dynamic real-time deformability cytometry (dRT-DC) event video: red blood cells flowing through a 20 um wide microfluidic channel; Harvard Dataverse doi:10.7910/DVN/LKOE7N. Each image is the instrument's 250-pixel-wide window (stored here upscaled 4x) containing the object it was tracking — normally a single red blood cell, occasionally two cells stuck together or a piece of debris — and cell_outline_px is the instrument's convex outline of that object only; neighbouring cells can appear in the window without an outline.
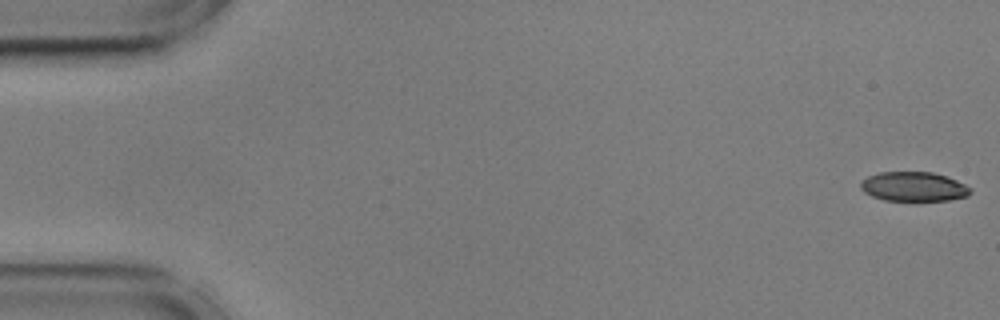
{"species": "common noctule bat (a hibernating species)", "species_latin": "Nyctalus noctula", "temperature_condition": "cold", "stored_images_in_passage": 56, "camera_frame_rate_fps": 3000, "um_per_image_px": 0.085, "animal": {"sex": "male", "body_mass_g": 17.9, "forearm_length_mm": 54.2}, "frame": {"image": 1, "passage_image": 1, "time_ms": 0.0, "image_size_px": [1000, 320], "cell_outline_px": [[972, 192], [968, 196], [948, 200], [884, 200], [872, 196], [864, 192], [860, 188], [860, 184], [868, 176], [880, 172], [932, 172], [956, 180], [972, 188]], "centroid_in_image_um": [77.67, 15.86], "position_along_channel_um": 7.3, "area_um2": 18.67}}
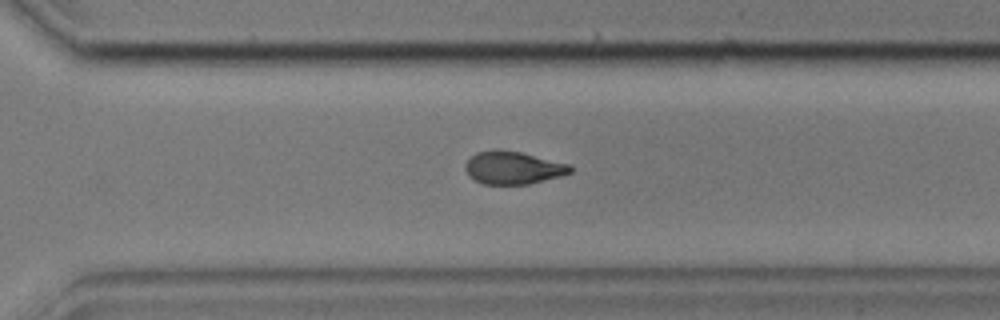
{"frame": {"image": 2, "passage_image": 39, "time_ms": 12.667, "image_size_px": [1000, 320], "cell_outline_px": [[572, 172], [560, 176], [528, 184], [484, 184], [468, 176], [464, 168], [464, 164], [476, 152], [492, 148], [496, 148], [520, 152], [572, 164]], "centroid_in_image_um": [43.6, 14.24], "position_along_channel_um": 327.0, "area_um2": 20.29}}
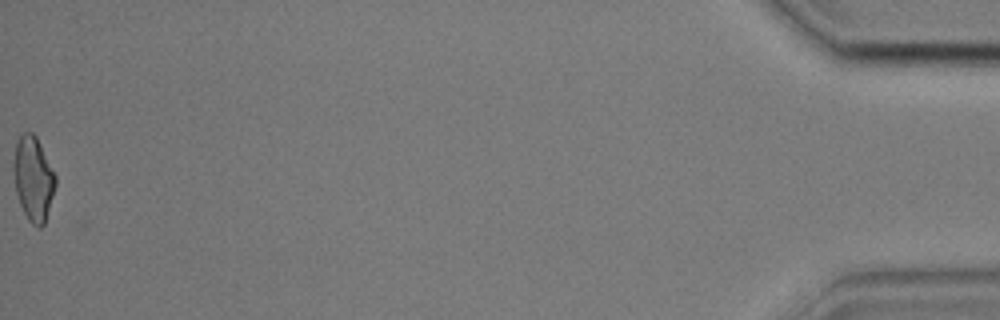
{"frame": {"image": 3, "passage_image": 56, "time_ms": 18.333, "image_size_px": [1000, 320], "cell_outline_px": [[56, 184], [44, 224], [40, 228], [36, 228], [28, 220], [20, 204], [16, 192], [12, 168], [12, 164], [16, 140], [24, 132], [32, 132], [36, 136], [56, 176]], "centroid_in_image_um": [2.81, 15.18], "position_along_channel_um": 432.4, "area_um2": 20.63}, "authors_computed_cell_mechanics": {"area_um2": 20.6924, "velocity_mm_per_s": 3.5938, "shape_relaxation_time_tau1_ms": 3.9547, "shape_relaxation_time_tau2_ms": 2.4865, "deformation_change_tau1": 0.1419, "deformation_change_tau2": 0.0841}}